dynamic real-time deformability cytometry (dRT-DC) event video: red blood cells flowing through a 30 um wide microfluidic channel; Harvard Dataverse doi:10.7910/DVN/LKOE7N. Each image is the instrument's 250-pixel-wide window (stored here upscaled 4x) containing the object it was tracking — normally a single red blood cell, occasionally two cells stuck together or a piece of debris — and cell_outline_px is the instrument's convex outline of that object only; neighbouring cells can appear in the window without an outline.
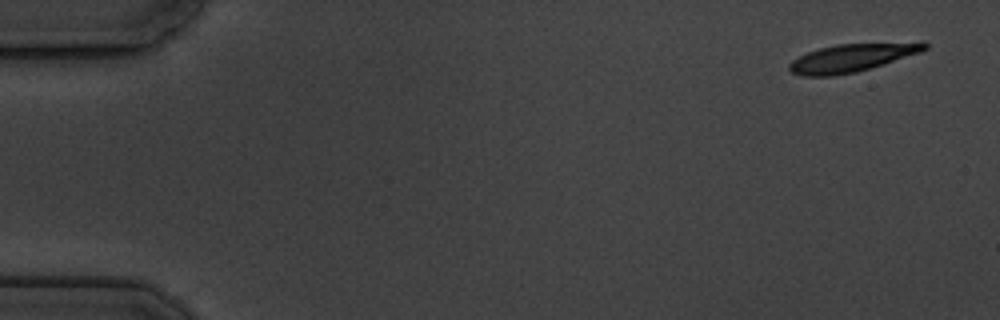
{"species": "common noctule bat (a hibernating species)", "species_latin": "Nyctalus noctula", "temperature_condition": "cold", "stored_images_in_passage": 5, "camera_frame_rate_fps": 3000, "um_per_image_px": 0.085, "animal": {"sex": "male", "body_mass_g": 19.5, "forearm_length_mm": 54.6}, "frame": {"image": 1, "passage_image": 1, "time_ms": 0.0, "image_size_px": [1000, 320], "cell_outline_px": [[928, 48], [920, 52], [884, 64], [856, 72], [832, 76], [804, 76], [792, 72], [788, 68], [788, 64], [792, 60], [808, 52], [820, 48], [836, 44], [924, 40], [928, 44]], "centroid_in_image_um": [72.5, 4.87], "position_along_channel_um": 12.5, "area_um2": 22.54}}
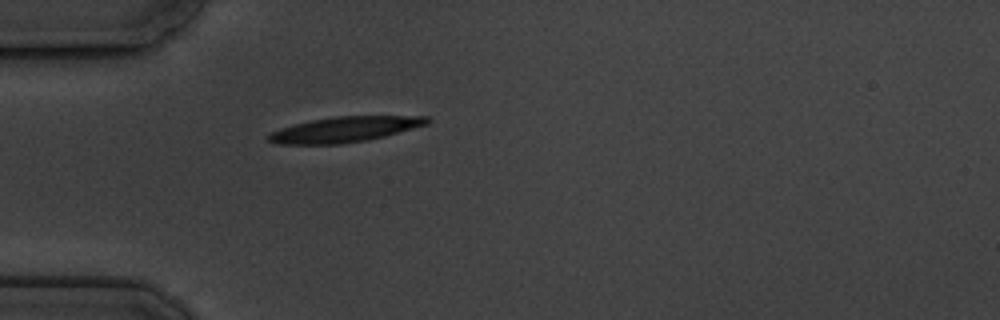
{"frame": {"image": 2, "passage_image": 5, "time_ms": 4.667, "image_size_px": [1000, 320], "cell_outline_px": [[432, 120], [428, 124], [384, 136], [368, 140], [340, 144], [280, 144], [268, 140], [264, 136], [280, 128], [312, 120], [336, 116], [428, 116]], "centroid_in_image_um": [29.31, 11.0], "position_along_channel_um": 55.7, "area_um2": 23.35}}